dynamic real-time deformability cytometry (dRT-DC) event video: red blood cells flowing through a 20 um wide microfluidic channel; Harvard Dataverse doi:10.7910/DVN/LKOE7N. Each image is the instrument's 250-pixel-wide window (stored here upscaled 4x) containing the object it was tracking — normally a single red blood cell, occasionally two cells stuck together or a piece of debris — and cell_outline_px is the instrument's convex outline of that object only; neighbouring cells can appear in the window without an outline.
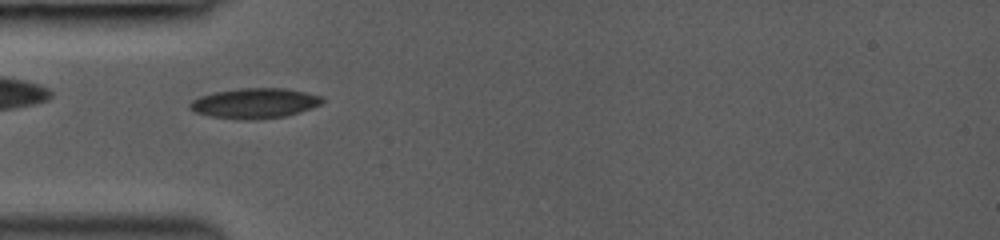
{"species": "common noctule bat (a hibernating species)", "species_latin": "Nyctalus noctula", "temperature_condition": "room temperature", "stored_images_in_passage": 17, "camera_frame_rate_fps": 3000, "um_per_image_px": 0.085, "animal": {"sex": "female", "body_mass_g": 19.0, "forearm_length_mm": 53.3}, "frame": {"image": 1, "passage_image": 3, "time_ms": 0.667, "image_size_px": [1000, 240], "cell_outline_px": [[324, 100], [320, 104], [312, 108], [300, 112], [284, 116], [252, 120], [236, 120], [208, 116], [196, 112], [188, 108], [188, 104], [192, 100], [200, 96], [216, 92], [240, 88], [284, 88], [324, 96]], "centroid_in_image_um": [21.63, 8.78], "position_along_channel_um": 63.4, "area_um2": 23.41}}
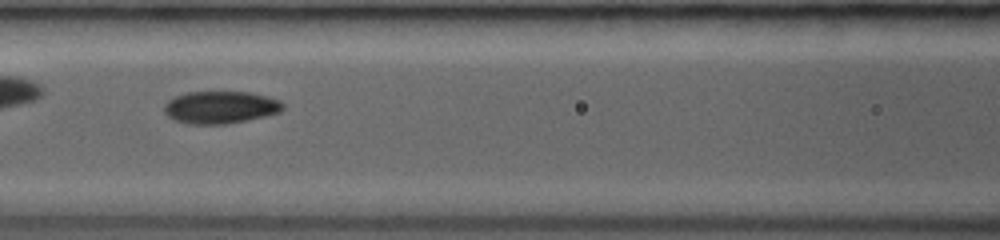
{"frame": {"image": 2, "passage_image": 8, "time_ms": 2.667, "image_size_px": [1000, 240], "cell_outline_px": [[284, 108], [280, 112], [248, 120], [224, 124], [188, 124], [172, 120], [164, 112], [164, 104], [168, 100], [176, 96], [188, 92], [252, 92], [280, 100], [284, 104]], "centroid_in_image_um": [18.73, 9.12], "position_along_channel_um": 147.9, "area_um2": 22.54}}
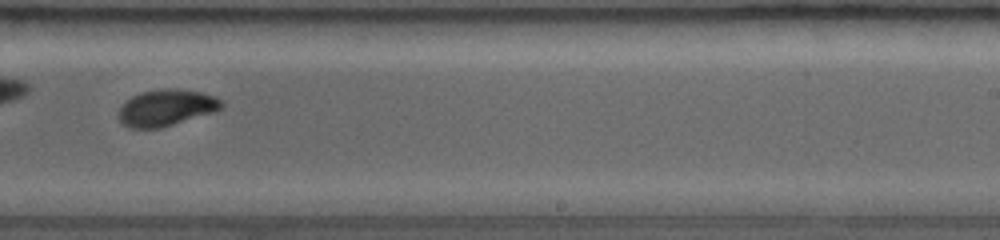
{"frame": {"image": 3, "passage_image": 15, "time_ms": 5.667, "image_size_px": [1000, 240], "cell_outline_px": [[224, 108], [216, 112], [160, 128], [128, 128], [120, 124], [116, 116], [120, 108], [132, 96], [140, 92], [164, 88], [176, 88], [200, 92], [216, 96], [224, 100]], "centroid_in_image_um": [14.16, 9.16], "position_along_channel_um": 274.8, "area_um2": 22.37}}